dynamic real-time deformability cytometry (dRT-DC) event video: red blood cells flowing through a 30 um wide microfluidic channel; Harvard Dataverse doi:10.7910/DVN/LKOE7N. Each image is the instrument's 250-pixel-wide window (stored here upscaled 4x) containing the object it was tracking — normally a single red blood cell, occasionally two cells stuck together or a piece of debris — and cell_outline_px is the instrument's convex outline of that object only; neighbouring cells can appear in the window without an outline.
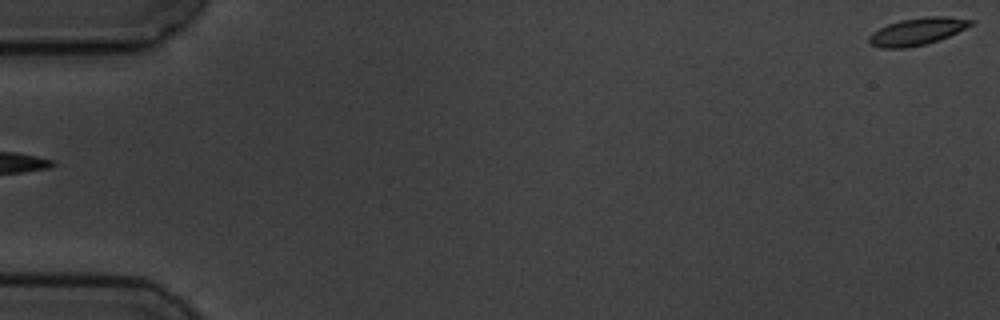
{"species": "common noctule bat (a hibernating species)", "species_latin": "Nyctalus noctula", "temperature_condition": "cold", "stored_images_in_passage": 2, "segment_of_instrument_passage": [2, 2], "camera_frame_rate_fps": 3000, "um_per_image_px": 0.085, "animal": {"sex": "male", "body_mass_g": 19.5, "forearm_length_mm": 54.6}, "frame": {"image": 1, "passage_image": 2, "time_ms": 1.333, "image_size_px": [1000, 320], "cell_outline_px": [[976, 20], [972, 24], [948, 36], [924, 44], [904, 48], [880, 48], [868, 44], [868, 36], [872, 32], [888, 24], [900, 20], [928, 16], [948, 16]], "centroid_in_image_um": [77.92, 2.67], "position_along_channel_um": 7.1, "area_um2": 16.01}}